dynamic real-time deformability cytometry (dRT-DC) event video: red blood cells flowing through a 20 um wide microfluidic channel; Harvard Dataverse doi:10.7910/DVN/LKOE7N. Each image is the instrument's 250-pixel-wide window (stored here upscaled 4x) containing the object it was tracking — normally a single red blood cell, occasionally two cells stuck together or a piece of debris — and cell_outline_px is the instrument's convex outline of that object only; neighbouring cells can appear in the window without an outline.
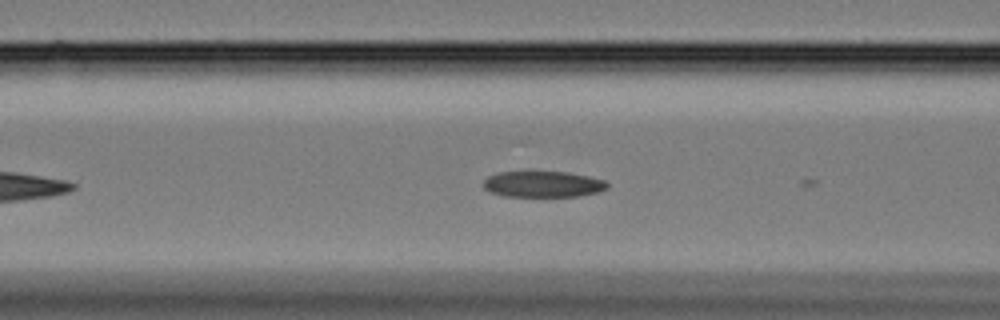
{"species": "Egyptian fruit bat (a non-hibernating species)", "species_latin": "Rousettus aegyptiacus", "temperature_condition": "cold", "stored_images_in_passage": 10, "camera_frame_rate_fps": 3000, "um_per_image_px": 0.085, "animal": {"sex": "female"}, "frame": {"image": 1, "passage_image": 5, "time_ms": 1.333, "image_size_px": [1000, 320], "cell_outline_px": [[608, 188], [596, 192], [576, 196], [504, 196], [492, 192], [484, 188], [484, 180], [488, 176], [496, 172], [568, 172], [588, 176], [604, 180], [608, 184]], "centroid_in_image_um": [46.14, 15.65], "position_along_channel_um": 120.5, "area_um2": 18.61}}